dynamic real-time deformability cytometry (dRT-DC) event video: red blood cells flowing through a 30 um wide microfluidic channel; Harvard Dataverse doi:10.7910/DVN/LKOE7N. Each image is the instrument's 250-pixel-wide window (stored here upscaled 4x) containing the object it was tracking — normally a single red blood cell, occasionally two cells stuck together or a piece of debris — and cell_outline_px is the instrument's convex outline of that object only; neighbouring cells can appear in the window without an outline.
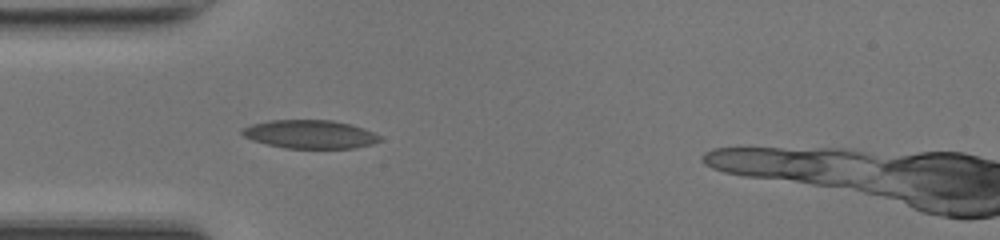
{"species": "common noctule bat (a hibernating species)", "species_latin": "Nyctalus noctula", "temperature_condition": "room temperature", "stored_images_in_passage": 14, "camera_frame_rate_fps": 3000, "um_per_image_px": 0.085, "animal": {"sex": "female", "body_mass_g": 17.0, "forearm_length_mm": 48.0}, "frame": {"image": 1, "passage_image": 5, "time_ms": 1.333, "image_size_px": [1000, 240], "cell_outline_px": [[380, 140], [372, 144], [356, 148], [284, 148], [252, 140], [244, 136], [240, 132], [244, 128], [252, 124], [268, 120], [332, 120], [352, 124], [364, 128], [380, 136]], "centroid_in_image_um": [26.36, 11.41], "position_along_channel_um": 58.6, "area_um2": 22.77}}
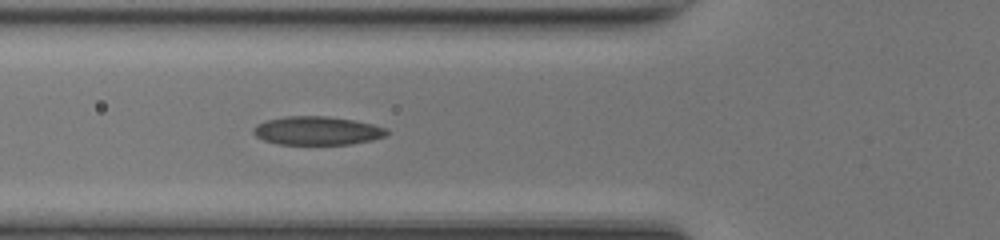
{"frame": {"image": 2, "passage_image": 8, "time_ms": 2.333, "image_size_px": [1000, 240], "cell_outline_px": [[392, 132], [388, 136], [372, 140], [352, 144], [280, 144], [264, 140], [256, 136], [252, 132], [252, 128], [256, 124], [268, 120], [284, 116], [328, 116], [352, 120], [372, 124], [388, 128]], "centroid_in_image_um": [27.01, 11.11], "position_along_channel_um": 98.8, "area_um2": 22.37}}